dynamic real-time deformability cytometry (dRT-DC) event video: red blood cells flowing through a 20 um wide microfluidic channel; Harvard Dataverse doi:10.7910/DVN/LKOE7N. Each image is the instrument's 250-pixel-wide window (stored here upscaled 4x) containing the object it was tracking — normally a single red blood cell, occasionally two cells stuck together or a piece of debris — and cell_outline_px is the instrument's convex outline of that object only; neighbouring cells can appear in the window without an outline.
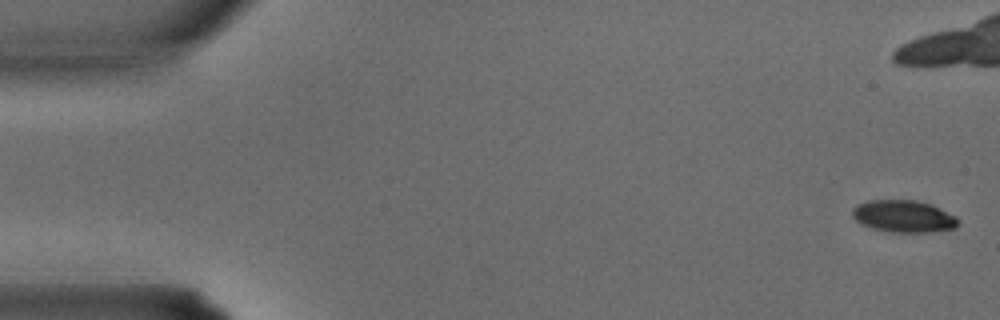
{"species": "common noctule bat (a hibernating species)", "species_latin": "Nyctalus noctula", "temperature_condition": "warm", "stored_images_in_passage": 35, "camera_frame_rate_fps": 3000, "um_per_image_px": 0.085, "animal": {"sex": "male", "body_mass_g": 15.6}, "frame": {"image": 1, "passage_image": 1, "time_ms": 0.0, "image_size_px": [1000, 320], "cell_outline_px": [[960, 220], [956, 228], [932, 232], [892, 232], [872, 228], [860, 224], [852, 216], [852, 208], [856, 204], [868, 200], [916, 200], [932, 204], [956, 216]], "centroid_in_image_um": [76.81, 18.38], "position_along_channel_um": 8.2, "area_um2": 20.06}}